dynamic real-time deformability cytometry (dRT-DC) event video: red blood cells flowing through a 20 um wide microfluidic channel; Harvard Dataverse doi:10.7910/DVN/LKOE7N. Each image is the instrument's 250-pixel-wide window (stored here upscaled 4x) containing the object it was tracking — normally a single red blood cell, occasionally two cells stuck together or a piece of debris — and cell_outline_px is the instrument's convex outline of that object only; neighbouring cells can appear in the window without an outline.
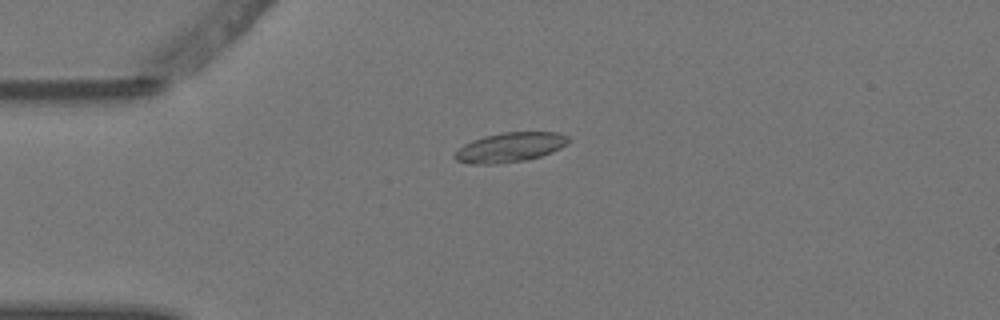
{"species": "Egyptian fruit bat (a non-hibernating species)", "species_latin": "Rousettus aegyptiacus", "temperature_condition": "warm", "stored_images_in_passage": 1, "camera_frame_rate_fps": 3000, "um_per_image_px": 0.085, "animal": {"sex": "female"}, "frame": {"image": 1, "passage_image": 1, "time_ms": 0.0, "image_size_px": [1000, 320], "cell_outline_px": [[572, 140], [568, 144], [552, 152], [540, 156], [524, 160], [496, 164], [468, 164], [456, 160], [456, 152], [464, 144], [472, 140], [484, 136], [504, 132], [560, 132], [568, 136]], "centroid_in_image_um": [43.4, 12.51], "position_along_channel_um": 41.6, "area_um2": 19.59}}